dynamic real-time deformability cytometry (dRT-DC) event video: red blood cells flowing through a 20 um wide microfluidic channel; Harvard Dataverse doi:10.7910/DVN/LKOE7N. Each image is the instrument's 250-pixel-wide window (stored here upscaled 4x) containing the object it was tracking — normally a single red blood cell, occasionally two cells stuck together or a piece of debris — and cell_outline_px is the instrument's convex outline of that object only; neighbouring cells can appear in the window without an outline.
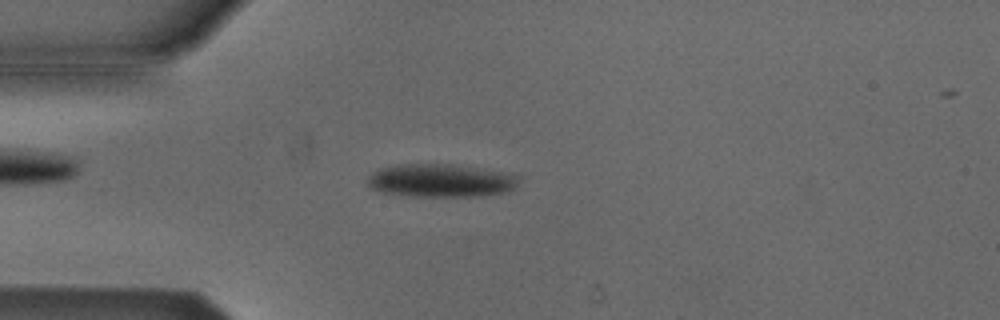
{"species": "Egyptian fruit bat (a non-hibernating species)", "species_latin": "Rousettus aegyptiacus", "temperature_condition": "cold", "stored_images_in_passage": 23, "camera_frame_rate_fps": 3000, "um_per_image_px": 0.085, "animal": {"sex": "male"}, "frame": {"image": 1, "passage_image": 13, "time_ms": 4.0, "image_size_px": [1000, 320], "cell_outline_px": [[520, 176], [516, 184], [508, 192], [480, 196], [416, 196], [384, 192], [372, 188], [368, 184], [368, 176], [372, 172], [380, 168], [396, 164], [452, 164], [512, 172]], "centroid_in_image_um": [37.52, 15.33], "position_along_channel_um": 47.5, "area_um2": 29.36}}
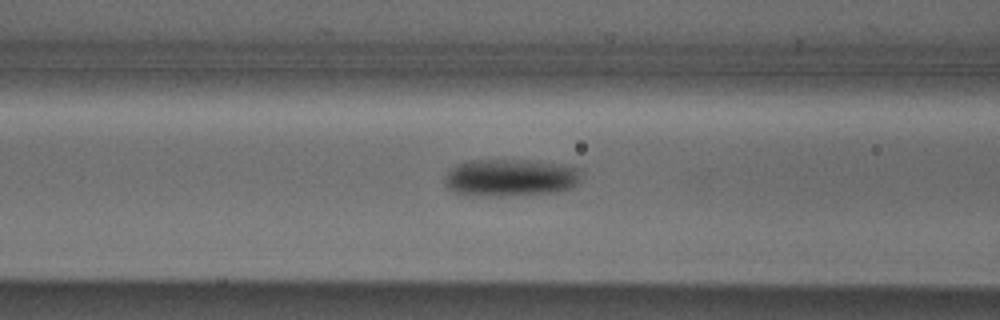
{"frame": {"image": 2, "passage_image": 20, "time_ms": 6.333, "image_size_px": [1000, 320], "cell_outline_px": [[580, 184], [572, 188], [556, 192], [500, 196], [464, 196], [452, 192], [444, 184], [444, 176], [448, 168], [464, 160], [528, 160], [560, 164], [580, 168]], "centroid_in_image_um": [43.32, 15.11], "position_along_channel_um": 123.3, "area_um2": 30.52}}
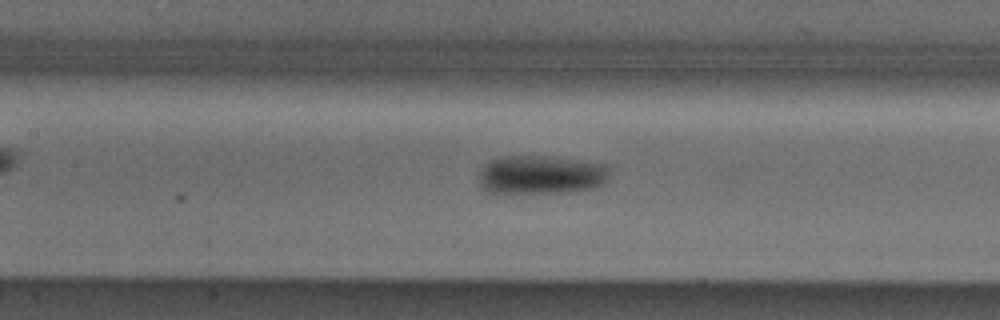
{"frame": {"image": 3, "passage_image": 23, "time_ms": 7.333, "image_size_px": [1000, 320], "cell_outline_px": [[616, 164], [608, 180], [604, 184], [592, 188], [572, 192], [488, 192], [480, 184], [480, 172], [484, 164], [500, 156], [552, 156]], "centroid_in_image_um": [46.16, 14.82], "position_along_channel_um": 161.2, "area_um2": 30.23}}